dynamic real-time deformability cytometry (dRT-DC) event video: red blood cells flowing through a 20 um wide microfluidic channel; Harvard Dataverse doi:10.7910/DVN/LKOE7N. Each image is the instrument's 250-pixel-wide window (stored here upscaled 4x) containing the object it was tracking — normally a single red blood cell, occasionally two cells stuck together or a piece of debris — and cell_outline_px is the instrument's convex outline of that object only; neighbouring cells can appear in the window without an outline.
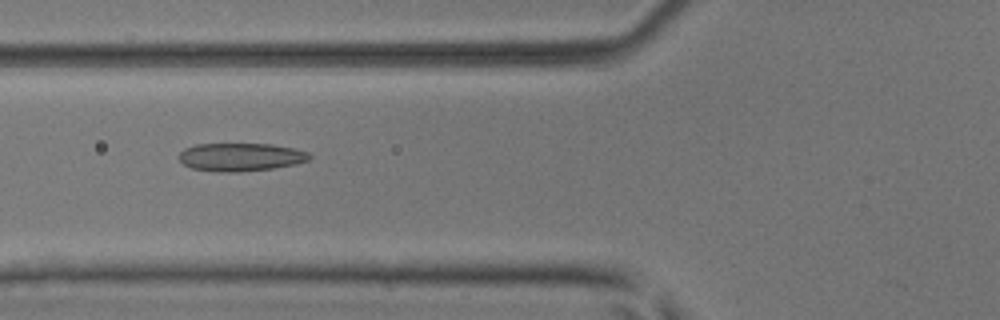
{"species": "common noctule bat (a hibernating species)", "species_latin": "Nyctalus noctula", "temperature_condition": "room temperature", "stored_images_in_passage": 6, "camera_frame_rate_fps": 3000, "um_per_image_px": 0.085, "animal": {"sex": "male", "body_mass_g": 17.9, "forearm_length_mm": 54.2}, "frame": {"image": 1, "passage_image": 6, "time_ms": 1.667, "image_size_px": [1000, 320], "cell_outline_px": [[312, 156], [308, 160], [296, 164], [272, 168], [240, 172], [220, 172], [192, 168], [184, 164], [180, 160], [180, 152], [184, 148], [196, 144], [272, 144], [292, 148], [308, 152]], "centroid_in_image_um": [20.46, 13.34], "position_along_channel_um": 105.3, "area_um2": 21.27}}